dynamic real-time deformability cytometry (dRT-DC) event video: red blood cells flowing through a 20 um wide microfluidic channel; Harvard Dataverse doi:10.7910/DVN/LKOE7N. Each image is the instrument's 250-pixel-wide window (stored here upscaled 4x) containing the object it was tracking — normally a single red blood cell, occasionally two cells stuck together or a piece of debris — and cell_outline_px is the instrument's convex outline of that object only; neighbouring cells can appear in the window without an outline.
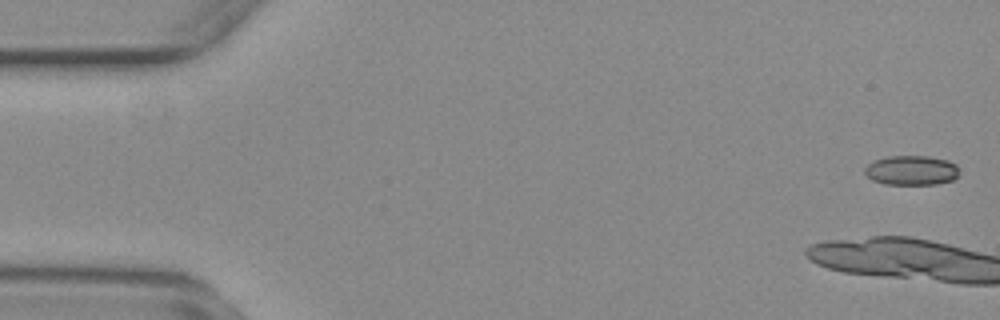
{"species": "common noctule bat (a hibernating species)", "species_latin": "Nyctalus noctula", "temperature_condition": "warm", "stored_images_in_passage": 9, "camera_frame_rate_fps": 3000, "um_per_image_px": 0.085, "animal": {"sex": "female", "body_mass_g": 29.2, "forearm_length_mm": 56.3}, "frame": {"image": 1, "passage_image": 2, "time_ms": 0.333, "image_size_px": [1000, 320], "cell_outline_px": [[960, 176], [952, 180], [936, 184], [884, 184], [872, 180], [864, 172], [864, 168], [868, 164], [876, 160], [888, 156], [928, 156], [948, 160], [956, 164], [960, 168]], "centroid_in_image_um": [77.52, 14.48], "position_along_channel_um": 7.5, "area_um2": 16.47}}